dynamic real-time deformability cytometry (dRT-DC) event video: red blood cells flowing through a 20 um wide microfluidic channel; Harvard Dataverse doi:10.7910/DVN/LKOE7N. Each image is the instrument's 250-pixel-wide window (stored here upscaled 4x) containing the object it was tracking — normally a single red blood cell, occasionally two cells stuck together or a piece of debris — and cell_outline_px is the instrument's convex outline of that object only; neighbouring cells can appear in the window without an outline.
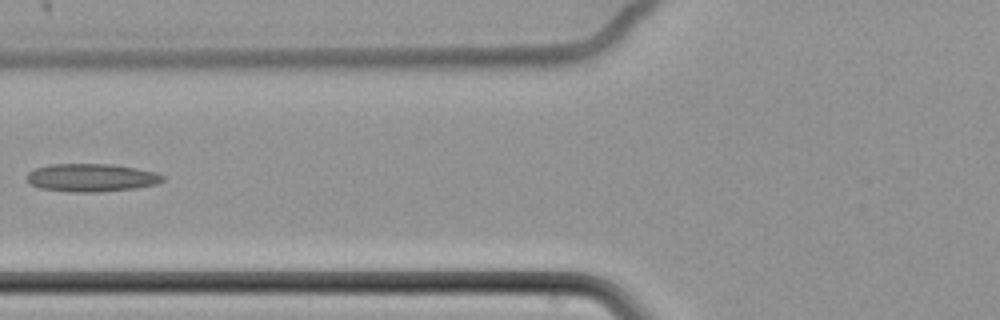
{"species": "common noctule bat (a hibernating species)", "species_latin": "Nyctalus noctula", "temperature_condition": "cold", "stored_images_in_passage": 9, "camera_frame_rate_fps": 3000, "um_per_image_px": 0.085, "animal": {"sex": "female", "body_mass_g": 22.7, "forearm_length_mm": 54.2}, "frame": {"image": 1, "passage_image": 7, "time_ms": 2.0, "image_size_px": [1000, 320], "cell_outline_px": [[164, 180], [156, 184], [136, 188], [96, 192], [68, 192], [40, 188], [32, 184], [28, 180], [28, 172], [36, 168], [48, 164], [112, 164], [136, 168], [156, 172], [164, 176]], "centroid_in_image_um": [7.78, 15.1], "position_along_channel_um": 118.0, "area_um2": 22.14}}
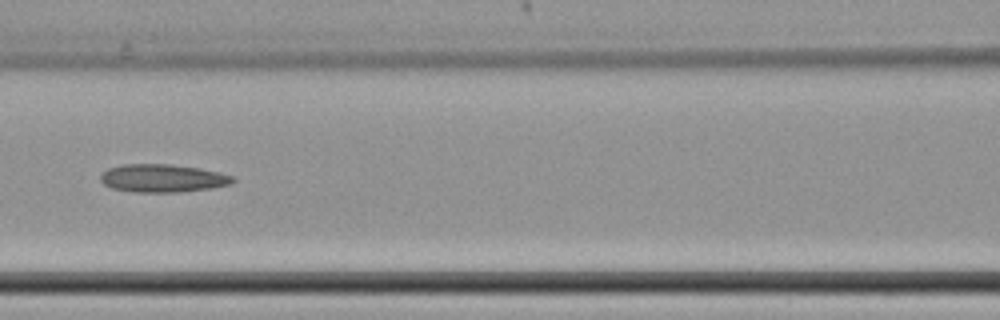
{"frame": {"image": 2, "passage_image": 8, "time_ms": 2.333, "image_size_px": [1000, 320], "cell_outline_px": [[236, 180], [232, 184], [212, 188], [180, 192], [132, 192], [112, 188], [104, 184], [100, 180], [100, 176], [108, 168], [124, 164], [168, 164], [200, 168], [220, 172], [236, 176]], "centroid_in_image_um": [13.88, 15.15], "position_along_channel_um": 152.7, "area_um2": 21.79}}
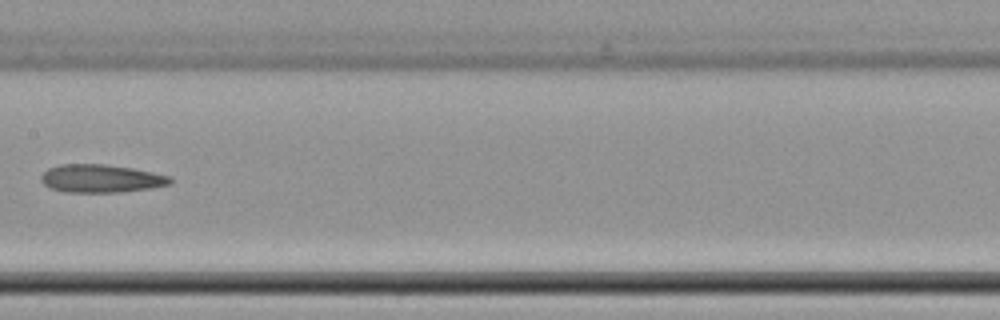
{"frame": {"image": 3, "passage_image": 9, "time_ms": 2.667, "image_size_px": [1000, 320], "cell_outline_px": [[172, 184], [152, 188], [120, 192], [64, 192], [52, 188], [44, 184], [40, 180], [40, 176], [48, 168], [60, 164], [104, 164], [132, 168], [172, 176]], "centroid_in_image_um": [8.61, 15.17], "position_along_channel_um": 198.8, "area_um2": 21.21}}